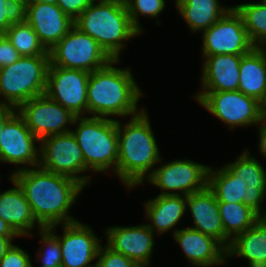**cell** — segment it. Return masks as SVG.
I'll return each instance as SVG.
<instances>
[{
	"label": "cell",
	"instance_id": "obj_40",
	"mask_svg": "<svg viewBox=\"0 0 266 267\" xmlns=\"http://www.w3.org/2000/svg\"><path fill=\"white\" fill-rule=\"evenodd\" d=\"M0 237H18V235L1 217H0Z\"/></svg>",
	"mask_w": 266,
	"mask_h": 267
},
{
	"label": "cell",
	"instance_id": "obj_27",
	"mask_svg": "<svg viewBox=\"0 0 266 267\" xmlns=\"http://www.w3.org/2000/svg\"><path fill=\"white\" fill-rule=\"evenodd\" d=\"M224 233L232 240L254 226L260 216L244 203L218 202Z\"/></svg>",
	"mask_w": 266,
	"mask_h": 267
},
{
	"label": "cell",
	"instance_id": "obj_1",
	"mask_svg": "<svg viewBox=\"0 0 266 267\" xmlns=\"http://www.w3.org/2000/svg\"><path fill=\"white\" fill-rule=\"evenodd\" d=\"M12 180L22 189L34 217L43 228L77 221L69 210L83 186L76 180L40 167L12 172Z\"/></svg>",
	"mask_w": 266,
	"mask_h": 267
},
{
	"label": "cell",
	"instance_id": "obj_42",
	"mask_svg": "<svg viewBox=\"0 0 266 267\" xmlns=\"http://www.w3.org/2000/svg\"><path fill=\"white\" fill-rule=\"evenodd\" d=\"M150 263H134L132 267H148Z\"/></svg>",
	"mask_w": 266,
	"mask_h": 267
},
{
	"label": "cell",
	"instance_id": "obj_30",
	"mask_svg": "<svg viewBox=\"0 0 266 267\" xmlns=\"http://www.w3.org/2000/svg\"><path fill=\"white\" fill-rule=\"evenodd\" d=\"M56 227L57 225L43 228L39 231V235H41L40 242L41 244L43 243V245L42 248L38 250L39 253H37V257L42 260L41 267H61L62 256L60 242L54 235Z\"/></svg>",
	"mask_w": 266,
	"mask_h": 267
},
{
	"label": "cell",
	"instance_id": "obj_23",
	"mask_svg": "<svg viewBox=\"0 0 266 267\" xmlns=\"http://www.w3.org/2000/svg\"><path fill=\"white\" fill-rule=\"evenodd\" d=\"M226 256L243 257L249 267H266V217H260L253 227L236 235L226 249Z\"/></svg>",
	"mask_w": 266,
	"mask_h": 267
},
{
	"label": "cell",
	"instance_id": "obj_32",
	"mask_svg": "<svg viewBox=\"0 0 266 267\" xmlns=\"http://www.w3.org/2000/svg\"><path fill=\"white\" fill-rule=\"evenodd\" d=\"M26 5L16 0H0V33L11 24L25 22Z\"/></svg>",
	"mask_w": 266,
	"mask_h": 267
},
{
	"label": "cell",
	"instance_id": "obj_7",
	"mask_svg": "<svg viewBox=\"0 0 266 267\" xmlns=\"http://www.w3.org/2000/svg\"><path fill=\"white\" fill-rule=\"evenodd\" d=\"M49 55L21 56L0 68V105L18 109L26 101L45 94Z\"/></svg>",
	"mask_w": 266,
	"mask_h": 267
},
{
	"label": "cell",
	"instance_id": "obj_18",
	"mask_svg": "<svg viewBox=\"0 0 266 267\" xmlns=\"http://www.w3.org/2000/svg\"><path fill=\"white\" fill-rule=\"evenodd\" d=\"M107 246L138 263H150L154 232L146 225L112 226L105 231Z\"/></svg>",
	"mask_w": 266,
	"mask_h": 267
},
{
	"label": "cell",
	"instance_id": "obj_12",
	"mask_svg": "<svg viewBox=\"0 0 266 267\" xmlns=\"http://www.w3.org/2000/svg\"><path fill=\"white\" fill-rule=\"evenodd\" d=\"M202 55L247 54L255 45L249 38L242 17L231 8L222 18L202 32Z\"/></svg>",
	"mask_w": 266,
	"mask_h": 267
},
{
	"label": "cell",
	"instance_id": "obj_22",
	"mask_svg": "<svg viewBox=\"0 0 266 267\" xmlns=\"http://www.w3.org/2000/svg\"><path fill=\"white\" fill-rule=\"evenodd\" d=\"M9 179L14 187L0 193V217L18 236H33L31 230L35 229L36 224L38 231L43 227L34 217L22 189L12 180V174H10Z\"/></svg>",
	"mask_w": 266,
	"mask_h": 267
},
{
	"label": "cell",
	"instance_id": "obj_16",
	"mask_svg": "<svg viewBox=\"0 0 266 267\" xmlns=\"http://www.w3.org/2000/svg\"><path fill=\"white\" fill-rule=\"evenodd\" d=\"M63 234H54L60 242L61 267H95L100 239L90 226L74 221L62 225Z\"/></svg>",
	"mask_w": 266,
	"mask_h": 267
},
{
	"label": "cell",
	"instance_id": "obj_20",
	"mask_svg": "<svg viewBox=\"0 0 266 267\" xmlns=\"http://www.w3.org/2000/svg\"><path fill=\"white\" fill-rule=\"evenodd\" d=\"M186 209L193 218L194 226L190 228L215 238L226 249L229 247L231 239L224 233L218 201L208 186L186 196Z\"/></svg>",
	"mask_w": 266,
	"mask_h": 267
},
{
	"label": "cell",
	"instance_id": "obj_14",
	"mask_svg": "<svg viewBox=\"0 0 266 267\" xmlns=\"http://www.w3.org/2000/svg\"><path fill=\"white\" fill-rule=\"evenodd\" d=\"M89 75L90 72L82 70L49 66L45 94L75 117L87 116Z\"/></svg>",
	"mask_w": 266,
	"mask_h": 267
},
{
	"label": "cell",
	"instance_id": "obj_21",
	"mask_svg": "<svg viewBox=\"0 0 266 267\" xmlns=\"http://www.w3.org/2000/svg\"><path fill=\"white\" fill-rule=\"evenodd\" d=\"M245 54H216L203 56L202 91L238 90L240 62Z\"/></svg>",
	"mask_w": 266,
	"mask_h": 267
},
{
	"label": "cell",
	"instance_id": "obj_34",
	"mask_svg": "<svg viewBox=\"0 0 266 267\" xmlns=\"http://www.w3.org/2000/svg\"><path fill=\"white\" fill-rule=\"evenodd\" d=\"M30 255L14 244L0 260V267H33Z\"/></svg>",
	"mask_w": 266,
	"mask_h": 267
},
{
	"label": "cell",
	"instance_id": "obj_39",
	"mask_svg": "<svg viewBox=\"0 0 266 267\" xmlns=\"http://www.w3.org/2000/svg\"><path fill=\"white\" fill-rule=\"evenodd\" d=\"M16 237H0V260L13 245L12 240Z\"/></svg>",
	"mask_w": 266,
	"mask_h": 267
},
{
	"label": "cell",
	"instance_id": "obj_8",
	"mask_svg": "<svg viewBox=\"0 0 266 267\" xmlns=\"http://www.w3.org/2000/svg\"><path fill=\"white\" fill-rule=\"evenodd\" d=\"M49 56V66L90 73L104 67L112 60L97 41L75 26L49 50Z\"/></svg>",
	"mask_w": 266,
	"mask_h": 267
},
{
	"label": "cell",
	"instance_id": "obj_6",
	"mask_svg": "<svg viewBox=\"0 0 266 267\" xmlns=\"http://www.w3.org/2000/svg\"><path fill=\"white\" fill-rule=\"evenodd\" d=\"M78 123V124H77ZM71 130L81 148L86 171H112L116 174L118 159L117 119L104 117H75Z\"/></svg>",
	"mask_w": 266,
	"mask_h": 267
},
{
	"label": "cell",
	"instance_id": "obj_15",
	"mask_svg": "<svg viewBox=\"0 0 266 267\" xmlns=\"http://www.w3.org/2000/svg\"><path fill=\"white\" fill-rule=\"evenodd\" d=\"M39 140L27 127L24 118L16 112L5 124L0 136V162L23 165L14 172L25 169L30 165L36 168L39 165V147L35 142Z\"/></svg>",
	"mask_w": 266,
	"mask_h": 267
},
{
	"label": "cell",
	"instance_id": "obj_9",
	"mask_svg": "<svg viewBox=\"0 0 266 267\" xmlns=\"http://www.w3.org/2000/svg\"><path fill=\"white\" fill-rule=\"evenodd\" d=\"M39 165L41 169L76 180L84 188L90 183L81 148L72 132L51 135L39 141ZM80 173L82 176H80Z\"/></svg>",
	"mask_w": 266,
	"mask_h": 267
},
{
	"label": "cell",
	"instance_id": "obj_31",
	"mask_svg": "<svg viewBox=\"0 0 266 267\" xmlns=\"http://www.w3.org/2000/svg\"><path fill=\"white\" fill-rule=\"evenodd\" d=\"M130 21L133 27L142 34V25L138 18L139 15L147 16L150 18L159 17L165 9V0H124Z\"/></svg>",
	"mask_w": 266,
	"mask_h": 267
},
{
	"label": "cell",
	"instance_id": "obj_26",
	"mask_svg": "<svg viewBox=\"0 0 266 267\" xmlns=\"http://www.w3.org/2000/svg\"><path fill=\"white\" fill-rule=\"evenodd\" d=\"M176 6L191 32L207 30L233 8L223 7L218 0H184Z\"/></svg>",
	"mask_w": 266,
	"mask_h": 267
},
{
	"label": "cell",
	"instance_id": "obj_19",
	"mask_svg": "<svg viewBox=\"0 0 266 267\" xmlns=\"http://www.w3.org/2000/svg\"><path fill=\"white\" fill-rule=\"evenodd\" d=\"M173 237L185 257L196 267H210L226 263V248L215 238L190 227L174 229Z\"/></svg>",
	"mask_w": 266,
	"mask_h": 267
},
{
	"label": "cell",
	"instance_id": "obj_17",
	"mask_svg": "<svg viewBox=\"0 0 266 267\" xmlns=\"http://www.w3.org/2000/svg\"><path fill=\"white\" fill-rule=\"evenodd\" d=\"M25 21L32 27L47 51L74 26V21L57 4L30 2Z\"/></svg>",
	"mask_w": 266,
	"mask_h": 267
},
{
	"label": "cell",
	"instance_id": "obj_33",
	"mask_svg": "<svg viewBox=\"0 0 266 267\" xmlns=\"http://www.w3.org/2000/svg\"><path fill=\"white\" fill-rule=\"evenodd\" d=\"M95 267H132L135 263L125 255L113 251L107 245H100Z\"/></svg>",
	"mask_w": 266,
	"mask_h": 267
},
{
	"label": "cell",
	"instance_id": "obj_37",
	"mask_svg": "<svg viewBox=\"0 0 266 267\" xmlns=\"http://www.w3.org/2000/svg\"><path fill=\"white\" fill-rule=\"evenodd\" d=\"M257 125H259V152L266 158V111Z\"/></svg>",
	"mask_w": 266,
	"mask_h": 267
},
{
	"label": "cell",
	"instance_id": "obj_38",
	"mask_svg": "<svg viewBox=\"0 0 266 267\" xmlns=\"http://www.w3.org/2000/svg\"><path fill=\"white\" fill-rule=\"evenodd\" d=\"M17 112L16 108L0 105V136L6 122Z\"/></svg>",
	"mask_w": 266,
	"mask_h": 267
},
{
	"label": "cell",
	"instance_id": "obj_29",
	"mask_svg": "<svg viewBox=\"0 0 266 267\" xmlns=\"http://www.w3.org/2000/svg\"><path fill=\"white\" fill-rule=\"evenodd\" d=\"M21 56L49 55L37 34L25 21L11 24L3 33Z\"/></svg>",
	"mask_w": 266,
	"mask_h": 267
},
{
	"label": "cell",
	"instance_id": "obj_36",
	"mask_svg": "<svg viewBox=\"0 0 266 267\" xmlns=\"http://www.w3.org/2000/svg\"><path fill=\"white\" fill-rule=\"evenodd\" d=\"M21 55L17 49L10 43L7 37L2 34L0 36V68L11 65L16 62Z\"/></svg>",
	"mask_w": 266,
	"mask_h": 267
},
{
	"label": "cell",
	"instance_id": "obj_28",
	"mask_svg": "<svg viewBox=\"0 0 266 267\" xmlns=\"http://www.w3.org/2000/svg\"><path fill=\"white\" fill-rule=\"evenodd\" d=\"M242 17L249 38L255 47L266 45V2L232 6Z\"/></svg>",
	"mask_w": 266,
	"mask_h": 267
},
{
	"label": "cell",
	"instance_id": "obj_10",
	"mask_svg": "<svg viewBox=\"0 0 266 267\" xmlns=\"http://www.w3.org/2000/svg\"><path fill=\"white\" fill-rule=\"evenodd\" d=\"M195 99L230 129L257 125L266 111V107L257 99L239 90L200 92Z\"/></svg>",
	"mask_w": 266,
	"mask_h": 267
},
{
	"label": "cell",
	"instance_id": "obj_25",
	"mask_svg": "<svg viewBox=\"0 0 266 267\" xmlns=\"http://www.w3.org/2000/svg\"><path fill=\"white\" fill-rule=\"evenodd\" d=\"M239 72L238 90L266 107V63L258 47L242 56Z\"/></svg>",
	"mask_w": 266,
	"mask_h": 267
},
{
	"label": "cell",
	"instance_id": "obj_43",
	"mask_svg": "<svg viewBox=\"0 0 266 267\" xmlns=\"http://www.w3.org/2000/svg\"><path fill=\"white\" fill-rule=\"evenodd\" d=\"M258 48L263 52V54H264V60H265V63H266V45L260 46Z\"/></svg>",
	"mask_w": 266,
	"mask_h": 267
},
{
	"label": "cell",
	"instance_id": "obj_3",
	"mask_svg": "<svg viewBox=\"0 0 266 267\" xmlns=\"http://www.w3.org/2000/svg\"><path fill=\"white\" fill-rule=\"evenodd\" d=\"M148 117L147 110L143 108L125 125L117 119L116 175L130 189L143 184L144 178H147L154 166L162 160Z\"/></svg>",
	"mask_w": 266,
	"mask_h": 267
},
{
	"label": "cell",
	"instance_id": "obj_4",
	"mask_svg": "<svg viewBox=\"0 0 266 267\" xmlns=\"http://www.w3.org/2000/svg\"><path fill=\"white\" fill-rule=\"evenodd\" d=\"M207 186L218 202L244 203L260 217H266L262 208L266 198V171L247 149L221 169L209 167Z\"/></svg>",
	"mask_w": 266,
	"mask_h": 267
},
{
	"label": "cell",
	"instance_id": "obj_45",
	"mask_svg": "<svg viewBox=\"0 0 266 267\" xmlns=\"http://www.w3.org/2000/svg\"><path fill=\"white\" fill-rule=\"evenodd\" d=\"M182 1H184V0H175V3H176V5H178V4L181 3Z\"/></svg>",
	"mask_w": 266,
	"mask_h": 267
},
{
	"label": "cell",
	"instance_id": "obj_13",
	"mask_svg": "<svg viewBox=\"0 0 266 267\" xmlns=\"http://www.w3.org/2000/svg\"><path fill=\"white\" fill-rule=\"evenodd\" d=\"M17 112L24 118L27 127L40 141L51 136L71 132L75 116L46 94L34 97L23 103Z\"/></svg>",
	"mask_w": 266,
	"mask_h": 267
},
{
	"label": "cell",
	"instance_id": "obj_11",
	"mask_svg": "<svg viewBox=\"0 0 266 267\" xmlns=\"http://www.w3.org/2000/svg\"><path fill=\"white\" fill-rule=\"evenodd\" d=\"M209 167L188 159L173 160L153 169L147 179L161 189L159 195L188 196L207 187Z\"/></svg>",
	"mask_w": 266,
	"mask_h": 267
},
{
	"label": "cell",
	"instance_id": "obj_24",
	"mask_svg": "<svg viewBox=\"0 0 266 267\" xmlns=\"http://www.w3.org/2000/svg\"><path fill=\"white\" fill-rule=\"evenodd\" d=\"M145 215L151 224H146L154 233L163 234L179 224L186 212V196L158 195L146 201Z\"/></svg>",
	"mask_w": 266,
	"mask_h": 267
},
{
	"label": "cell",
	"instance_id": "obj_35",
	"mask_svg": "<svg viewBox=\"0 0 266 267\" xmlns=\"http://www.w3.org/2000/svg\"><path fill=\"white\" fill-rule=\"evenodd\" d=\"M93 1L94 0H57V5L74 21Z\"/></svg>",
	"mask_w": 266,
	"mask_h": 267
},
{
	"label": "cell",
	"instance_id": "obj_2",
	"mask_svg": "<svg viewBox=\"0 0 266 267\" xmlns=\"http://www.w3.org/2000/svg\"><path fill=\"white\" fill-rule=\"evenodd\" d=\"M120 59H112L104 67L90 73L87 84V115L114 119L135 116L142 94L131 69L116 68ZM89 113V114H88ZM116 116V117H115ZM126 116V117H125Z\"/></svg>",
	"mask_w": 266,
	"mask_h": 267
},
{
	"label": "cell",
	"instance_id": "obj_41",
	"mask_svg": "<svg viewBox=\"0 0 266 267\" xmlns=\"http://www.w3.org/2000/svg\"><path fill=\"white\" fill-rule=\"evenodd\" d=\"M30 2L57 4V0H30Z\"/></svg>",
	"mask_w": 266,
	"mask_h": 267
},
{
	"label": "cell",
	"instance_id": "obj_5",
	"mask_svg": "<svg viewBox=\"0 0 266 267\" xmlns=\"http://www.w3.org/2000/svg\"><path fill=\"white\" fill-rule=\"evenodd\" d=\"M74 26L97 41L112 59L120 58L126 40L140 35L124 0H94L74 20Z\"/></svg>",
	"mask_w": 266,
	"mask_h": 267
},
{
	"label": "cell",
	"instance_id": "obj_44",
	"mask_svg": "<svg viewBox=\"0 0 266 267\" xmlns=\"http://www.w3.org/2000/svg\"><path fill=\"white\" fill-rule=\"evenodd\" d=\"M16 1L24 3L26 6L30 3V0H16Z\"/></svg>",
	"mask_w": 266,
	"mask_h": 267
}]
</instances>
